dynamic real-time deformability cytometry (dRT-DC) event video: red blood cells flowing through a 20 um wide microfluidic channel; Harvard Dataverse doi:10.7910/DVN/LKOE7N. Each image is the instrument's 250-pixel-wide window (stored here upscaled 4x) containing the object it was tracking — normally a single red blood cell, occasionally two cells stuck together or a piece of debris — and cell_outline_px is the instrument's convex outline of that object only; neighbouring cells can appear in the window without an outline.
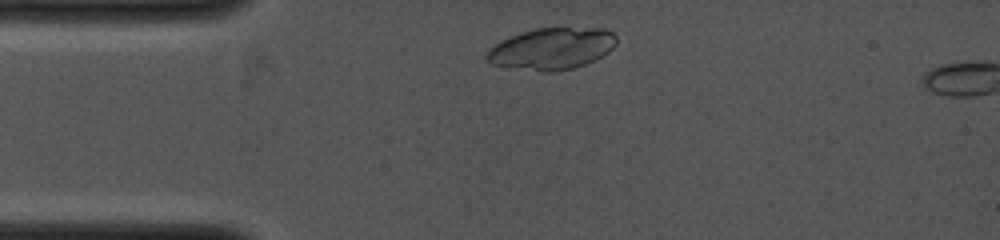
{"species": "common noctule bat (a hibernating species)", "species_latin": "Nyctalus noctula", "temperature_condition": "cold", "stored_images_in_passage": 2, "camera_frame_rate_fps": 4000, "um_per_image_px": 0.085, "animal": {"sex": "female", "body_mass_g": 19.0, "forearm_length_mm": 53.3}, "frame": {"image": 1, "passage_image": 1, "time_ms": 0.0, "image_size_px": [1000, 240], "cell_outline_px": [[616, 44], [608, 52], [584, 64], [572, 68], [552, 72], [544, 72], [492, 64], [484, 56], [488, 48], [500, 40], [536, 28], [604, 28], [612, 32], [616, 36]], "centroid_in_image_um": [46.88, 4.13], "position_along_channel_um": 38.1, "area_um2": 31.21}}